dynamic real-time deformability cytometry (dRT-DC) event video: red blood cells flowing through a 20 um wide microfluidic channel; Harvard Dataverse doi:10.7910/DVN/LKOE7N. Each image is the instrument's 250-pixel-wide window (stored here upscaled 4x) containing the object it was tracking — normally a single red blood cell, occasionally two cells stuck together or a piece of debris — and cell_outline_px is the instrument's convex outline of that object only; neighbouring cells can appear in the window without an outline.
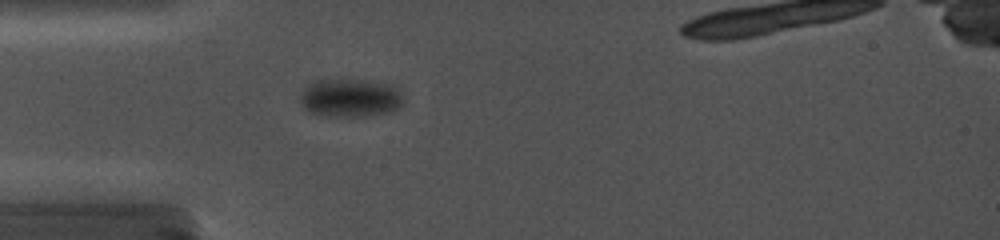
{"species": "common noctule bat (a hibernating species)", "species_latin": "Nyctalus noctula", "temperature_condition": "cold", "stored_images_in_passage": 23, "segment_of_instrument_passage": [1, 2], "camera_frame_rate_fps": 5000, "um_per_image_px": 0.085, "animal": {"sex": "female", "body_mass_g": 19.0, "forearm_length_mm": 56.7}, "frame": {"image": 1, "passage_image": 5, "time_ms": 1.8, "image_size_px": [1000, 240], "cell_outline_px": [[404, 104], [392, 112], [368, 116], [324, 116], [308, 112], [304, 108], [300, 100], [300, 92], [312, 80], [372, 80], [392, 84], [396, 88], [404, 100]], "centroid_in_image_um": [29.77, 8.32], "position_along_channel_um": 55.2, "area_um2": 23.47}}
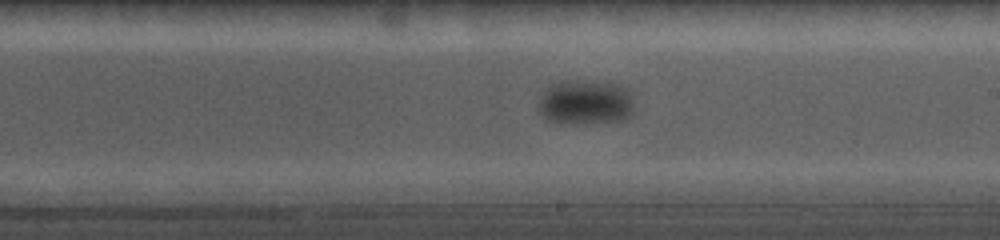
{"frame": {"image": 2, "passage_image": 17, "time_ms": 7.4, "image_size_px": [1000, 240], "cell_outline_px": [[632, 112], [624, 120], [548, 120], [540, 112], [540, 96], [548, 84], [560, 80], [608, 80], [620, 84], [628, 88], [632, 96]], "centroid_in_image_um": [49.8, 8.56], "position_along_channel_um": 239.2, "area_um2": 24.51}}
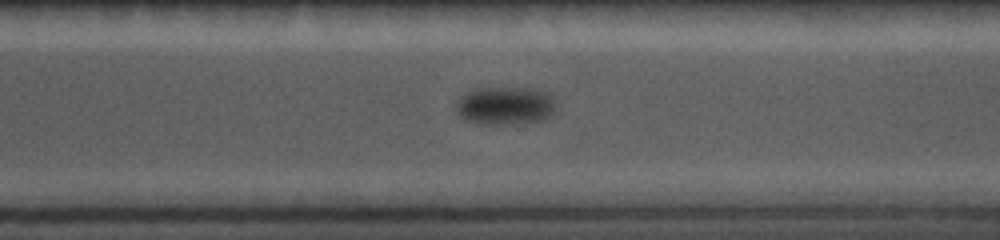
{"frame": {"image": 3, "passage_image": 22, "time_ms": 10.0, "image_size_px": [1000, 240], "cell_outline_px": [[556, 104], [552, 112], [548, 116], [540, 120], [496, 124], [468, 120], [460, 116], [456, 108], [456, 104], [460, 96], [464, 92], [472, 88], [536, 88], [552, 96]], "centroid_in_image_um": [42.92, 8.93], "position_along_channel_um": 327.7, "area_um2": 21.73}}